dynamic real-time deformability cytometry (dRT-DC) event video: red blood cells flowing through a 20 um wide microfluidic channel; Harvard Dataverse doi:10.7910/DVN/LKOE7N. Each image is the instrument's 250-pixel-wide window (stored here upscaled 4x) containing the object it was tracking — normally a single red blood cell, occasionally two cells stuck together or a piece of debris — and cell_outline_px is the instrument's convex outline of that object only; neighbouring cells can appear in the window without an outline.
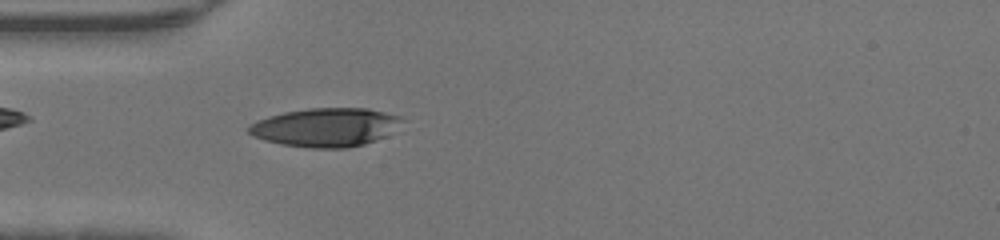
{"species": "human", "species_latin": "Homo sapiens", "temperature_condition": "warm", "stored_images_in_passage": 46, "camera_frame_rate_fps": 3000, "um_per_image_px": 0.085, "donor": {"sex": "male"}, "frame": {"image": 1, "passage_image": 13, "time_ms": 4.0, "image_size_px": [1000, 240], "cell_outline_px": [[404, 120], [384, 136], [364, 144], [348, 148], [312, 148], [280, 144], [264, 140], [252, 136], [248, 132], [248, 124], [256, 120], [268, 116], [284, 112], [308, 108], [368, 108], [404, 116]], "centroid_in_image_um": [27.64, 10.81], "position_along_channel_um": 57.4, "area_um2": 34.62}}
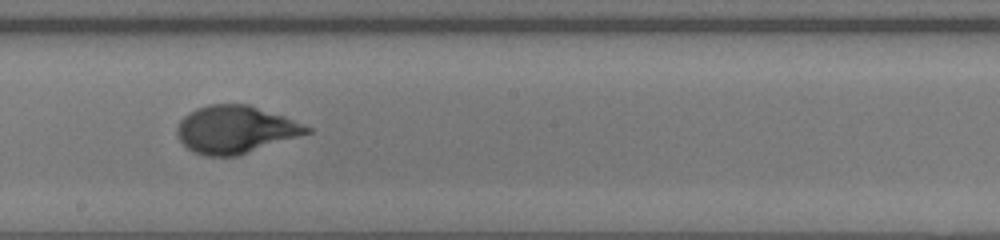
{"frame": {"image": 2, "passage_image": 25, "time_ms": 8.0, "image_size_px": [1000, 240], "cell_outline_px": [[312, 132], [236, 156], [208, 156], [196, 152], [188, 148], [180, 140], [176, 132], [176, 128], [180, 120], [184, 116], [196, 108], [208, 104], [248, 104], [284, 116], [312, 128]], "centroid_in_image_um": [20.0, 11.0], "position_along_channel_um": 228.2, "area_um2": 35.66}}
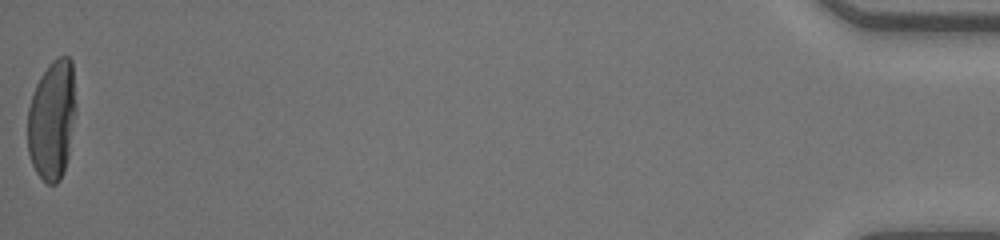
{"frame": {"image": 3, "passage_image": 46, "time_ms": 15.0, "image_size_px": [1000, 240], "cell_outline_px": [[76, 112], [68, 156], [60, 180], [56, 184], [48, 184], [36, 172], [32, 164], [28, 152], [28, 108], [36, 84], [40, 76], [48, 64], [52, 60], [60, 56], [68, 56], [72, 60], [76, 104]], "centroid_in_image_um": [4.43, 10.16], "position_along_channel_um": 430.8, "area_um2": 33.87}}